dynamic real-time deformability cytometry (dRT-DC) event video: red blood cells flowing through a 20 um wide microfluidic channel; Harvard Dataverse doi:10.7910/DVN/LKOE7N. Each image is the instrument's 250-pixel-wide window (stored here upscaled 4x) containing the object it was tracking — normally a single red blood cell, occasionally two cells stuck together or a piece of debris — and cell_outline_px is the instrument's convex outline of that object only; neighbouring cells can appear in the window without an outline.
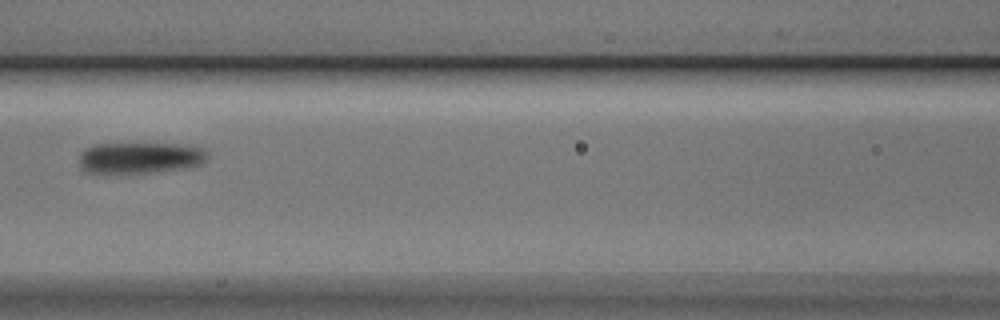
{"species": "Egyptian fruit bat (a non-hibernating species)", "species_latin": "Rousettus aegyptiacus", "temperature_condition": "cold", "stored_images_in_passage": 6, "camera_frame_rate_fps": 3000, "um_per_image_px": 0.085, "animal": {"sex": "male"}, "frame": {"image": 1, "passage_image": 6, "time_ms": 1.667, "image_size_px": [1000, 320], "cell_outline_px": [[208, 156], [200, 164], [184, 168], [148, 172], [84, 172], [80, 164], [80, 152], [84, 148], [92, 144], [200, 144], [208, 152]], "centroid_in_image_um": [11.95, 13.38], "position_along_channel_um": 154.7, "area_um2": 23.35}}